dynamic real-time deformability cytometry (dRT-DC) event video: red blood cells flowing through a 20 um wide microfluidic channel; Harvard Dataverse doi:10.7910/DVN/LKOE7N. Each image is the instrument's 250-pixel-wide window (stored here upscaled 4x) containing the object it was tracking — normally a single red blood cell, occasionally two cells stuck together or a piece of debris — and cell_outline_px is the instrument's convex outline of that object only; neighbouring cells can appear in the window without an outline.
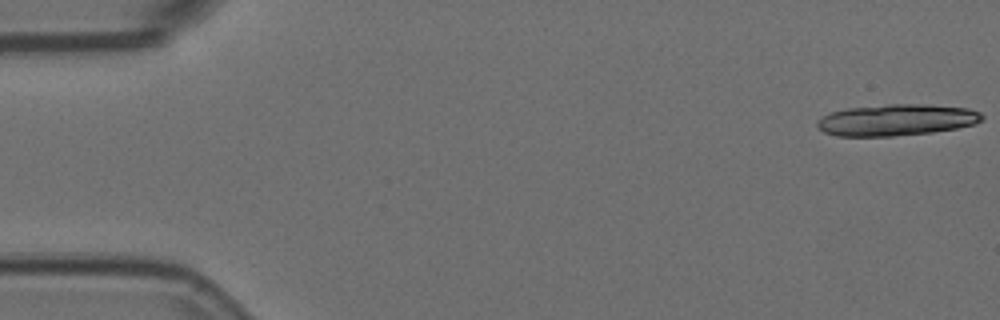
{"species": "Egyptian fruit bat (a non-hibernating species)", "species_latin": "Rousettus aegyptiacus", "temperature_condition": "room temperature", "stored_images_in_passage": 18, "camera_frame_rate_fps": 3000, "um_per_image_px": 0.085, "animal": {"sex": "female"}, "frame": {"image": 1, "passage_image": 1, "time_ms": 0.0, "image_size_px": [1000, 320], "cell_outline_px": [[984, 120], [976, 124], [956, 128], [932, 132], [892, 136], [836, 136], [824, 132], [816, 124], [824, 116], [832, 112], [848, 108], [888, 104], [928, 104], [968, 108], [980, 112], [984, 116]], "centroid_in_image_um": [76.27, 10.19], "position_along_channel_um": 8.7, "area_um2": 30.17}}